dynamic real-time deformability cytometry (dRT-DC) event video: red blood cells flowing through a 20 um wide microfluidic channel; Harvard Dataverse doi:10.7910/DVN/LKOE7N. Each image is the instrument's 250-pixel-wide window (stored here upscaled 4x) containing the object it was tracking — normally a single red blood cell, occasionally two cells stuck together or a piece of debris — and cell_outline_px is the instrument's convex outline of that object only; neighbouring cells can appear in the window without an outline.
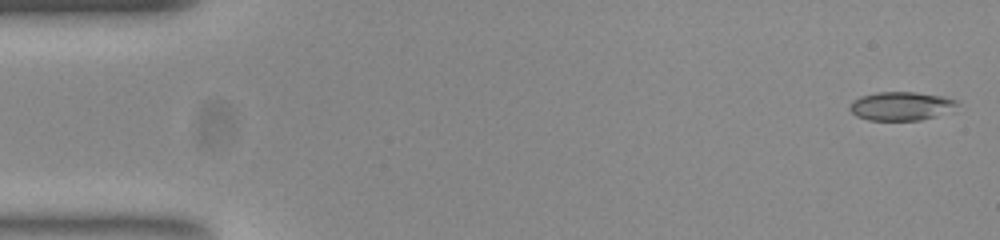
{"species": "common noctule bat (a hibernating species)", "species_latin": "Nyctalus noctula", "temperature_condition": "room temperature", "stored_images_in_passage": 54, "camera_frame_rate_fps": 3000, "um_per_image_px": 0.085, "animal": {"sex": "female", "body_mass_g": 23.0, "forearm_length_mm": 53.4}, "frame": {"image": 1, "passage_image": 2, "time_ms": 0.333, "image_size_px": [1000, 240], "cell_outline_px": [[960, 104], [952, 112], [920, 120], [868, 120], [856, 116], [848, 108], [852, 100], [860, 96], [876, 92], [916, 92], [944, 96], [960, 100]], "centroid_in_image_um": [76.65, 9.01], "position_along_channel_um": 8.3, "area_um2": 18.38}}
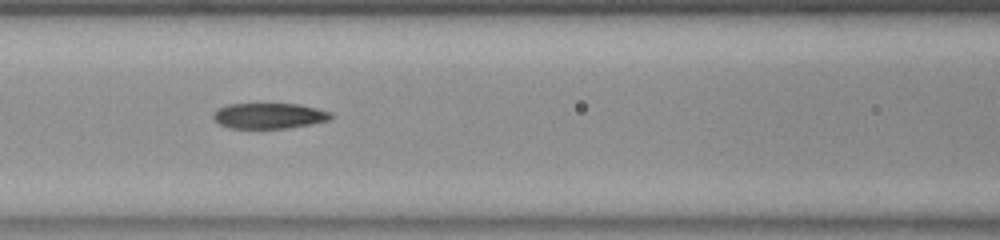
{"frame": {"image": 2, "passage_image": 23, "time_ms": 7.333, "image_size_px": [1000, 240], "cell_outline_px": [[332, 116], [328, 120], [288, 128], [228, 128], [220, 124], [212, 116], [216, 108], [228, 104], [300, 104], [332, 112]], "centroid_in_image_um": [22.84, 9.83], "position_along_channel_um": 143.8, "area_um2": 17.46}}
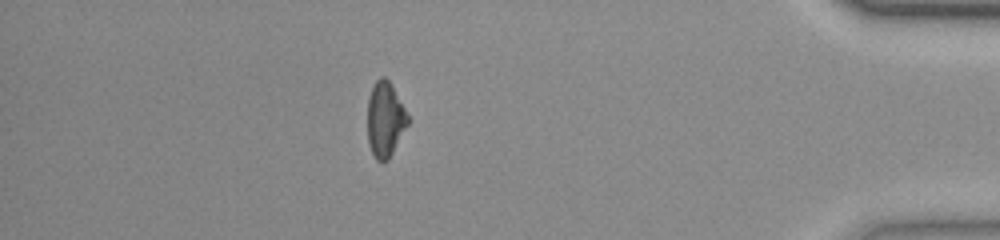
{"frame": {"image": 3, "passage_image": 47, "time_ms": 15.333, "image_size_px": [1000, 240], "cell_outline_px": [[408, 124], [388, 160], [376, 160], [368, 144], [368, 96], [376, 80], [380, 76], [384, 76], [392, 84], [408, 116]], "centroid_in_image_um": [32.72, 10.12], "position_along_channel_um": 402.5, "area_um2": 17.46}, "authors_computed_cell_mechanics": {"area_um2": 17.9758, "velocity_mm_per_s": 3.8264, "shape_relaxation_time_tau1_ms": 10.3262, "shape_relaxation_time_tau2_ms": null, "deformation_change_tau1": 0.2242, "deformation_change_tau2": null}}